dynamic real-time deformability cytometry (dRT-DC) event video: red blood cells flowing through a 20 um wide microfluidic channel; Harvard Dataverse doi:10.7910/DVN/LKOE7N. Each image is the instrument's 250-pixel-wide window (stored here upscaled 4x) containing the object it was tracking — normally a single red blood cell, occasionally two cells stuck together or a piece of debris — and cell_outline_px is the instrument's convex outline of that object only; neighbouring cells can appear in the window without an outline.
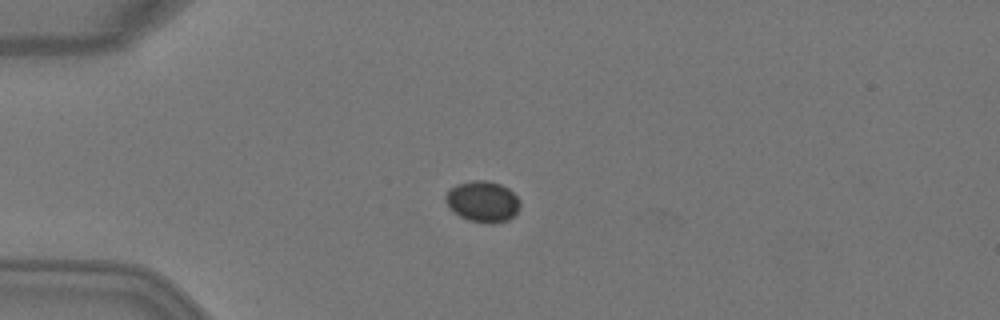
{"species": "Egyptian fruit bat (a non-hibernating species)", "species_latin": "Rousettus aegyptiacus", "temperature_condition": "warm", "stored_images_in_passage": 7, "camera_frame_rate_fps": 3000, "um_per_image_px": 0.085, "animal": {"sex": "female"}, "frame": {"image": 1, "passage_image": 5, "time_ms": 1.333, "image_size_px": [1000, 320], "cell_outline_px": [[520, 208], [508, 220], [492, 224], [468, 220], [452, 212], [448, 208], [444, 200], [444, 196], [448, 188], [456, 184], [472, 180], [488, 180], [500, 184], [508, 188], [520, 200]], "centroid_in_image_um": [40.98, 17.12], "position_along_channel_um": 44.0, "area_um2": 18.15}}
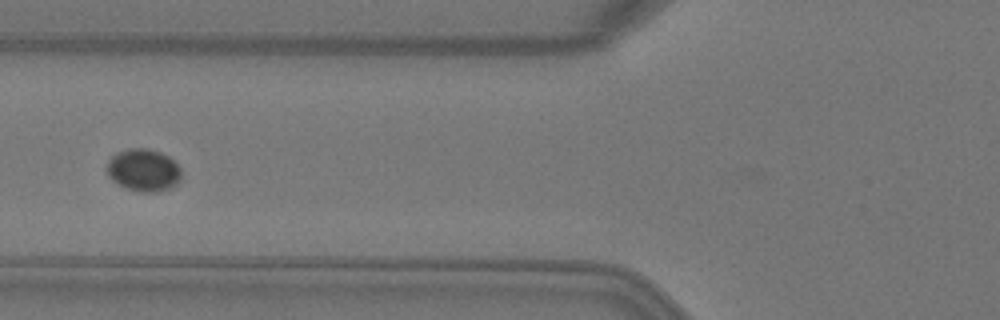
{"frame": {"image": 2, "passage_image": 7, "time_ms": 2.0, "image_size_px": [1000, 320], "cell_outline_px": [[180, 180], [172, 188], [156, 192], [140, 192], [124, 188], [116, 184], [108, 176], [108, 160], [116, 152], [128, 148], [148, 148], [160, 152], [168, 156], [180, 168]], "centroid_in_image_um": [12.18, 14.47], "position_along_channel_um": 113.6, "area_um2": 18.55}}